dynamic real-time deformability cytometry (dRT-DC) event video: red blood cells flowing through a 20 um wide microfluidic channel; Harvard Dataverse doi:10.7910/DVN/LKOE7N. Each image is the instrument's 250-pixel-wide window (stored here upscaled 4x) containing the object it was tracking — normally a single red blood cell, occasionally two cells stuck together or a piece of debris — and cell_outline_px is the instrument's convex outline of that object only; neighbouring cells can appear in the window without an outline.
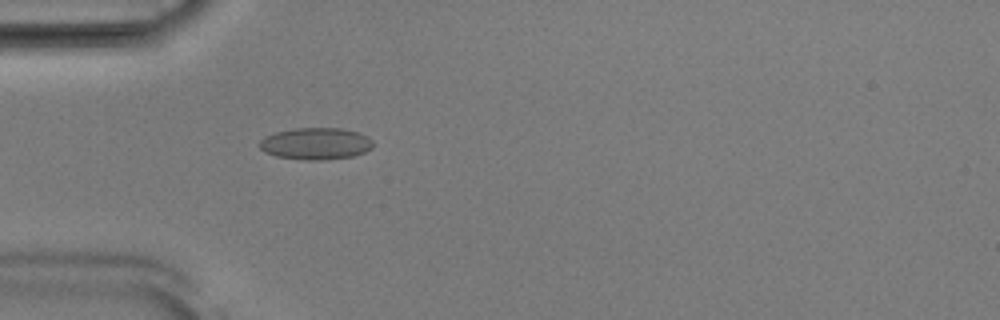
{"species": "Egyptian fruit bat (a non-hibernating species)", "species_latin": "Rousettus aegyptiacus", "temperature_condition": "room temperature", "stored_images_in_passage": 51, "camera_frame_rate_fps": 3000, "um_per_image_px": 0.085, "animal": {"sex": "male"}, "frame": {"image": 1, "passage_image": 15, "time_ms": 4.667, "image_size_px": [1000, 320], "cell_outline_px": [[372, 148], [364, 152], [352, 156], [320, 160], [304, 160], [276, 156], [264, 152], [260, 148], [260, 140], [264, 136], [276, 132], [296, 128], [340, 128], [356, 132], [368, 136], [372, 140]], "centroid_in_image_um": [26.82, 12.21], "position_along_channel_um": 58.2, "area_um2": 20.98}}
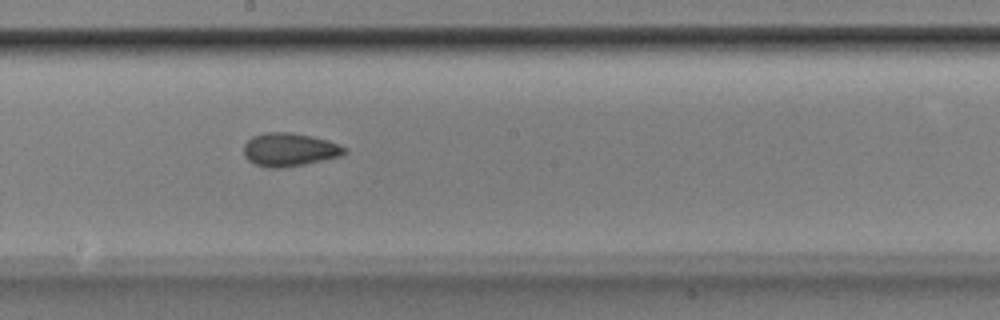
{"frame": {"image": 2, "passage_image": 28, "time_ms": 9.0, "image_size_px": [1000, 320], "cell_outline_px": [[348, 152], [340, 156], [304, 164], [280, 168], [268, 168], [256, 164], [248, 160], [244, 156], [244, 144], [252, 136], [264, 132], [292, 132], [312, 136], [328, 140], [348, 148]], "centroid_in_image_um": [24.6, 12.71], "position_along_channel_um": 223.6, "area_um2": 19.65}}
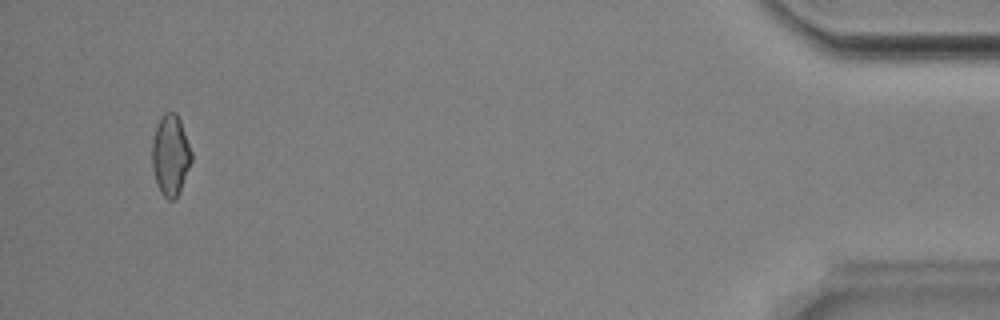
{"frame": {"image": 3, "passage_image": 49, "time_ms": 16.0, "image_size_px": [1000, 320], "cell_outline_px": [[192, 160], [180, 188], [176, 196], [172, 200], [168, 200], [160, 192], [156, 184], [152, 168], [152, 140], [156, 128], [164, 112], [176, 112], [180, 120], [192, 152]], "centroid_in_image_um": [14.48, 13.18], "position_along_channel_um": 420.7, "area_um2": 18.32}, "authors_computed_cell_mechanics": {"area_um2": 19.363, "velocity_mm_per_s": 3.9033, "shape_relaxation_time_tau1_ms": 4.2594, "shape_relaxation_time_tau2_ms": 3.0635, "deformation_change_tau1": 0.0981, "deformation_change_tau2": 0.0798}}